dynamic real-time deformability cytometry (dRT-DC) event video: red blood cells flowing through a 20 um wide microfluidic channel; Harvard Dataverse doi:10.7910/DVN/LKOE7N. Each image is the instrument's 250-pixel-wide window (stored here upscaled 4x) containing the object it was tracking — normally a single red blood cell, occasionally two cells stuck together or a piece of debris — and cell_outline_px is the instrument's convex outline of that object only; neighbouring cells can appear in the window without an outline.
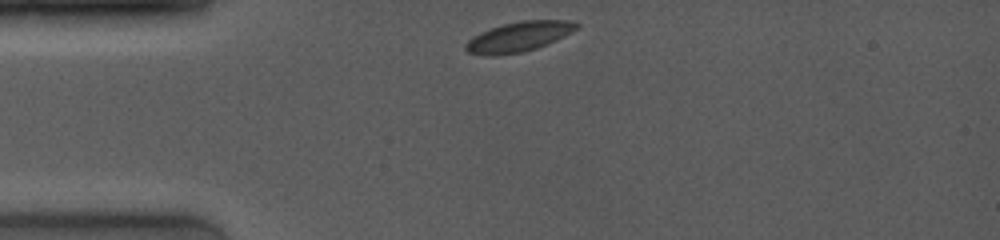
{"species": "common noctule bat (a hibernating species)", "species_latin": "Nyctalus noctula", "temperature_condition": "room temperature", "stored_images_in_passage": 25, "camera_frame_rate_fps": 4000, "um_per_image_px": 0.085, "animal": {"sex": "female", "body_mass_g": 19.0, "forearm_length_mm": 53.3}, "frame": {"image": 1, "passage_image": 1, "time_ms": 0.0, "image_size_px": [1000, 240], "cell_outline_px": [[580, 28], [548, 44], [524, 52], [496, 56], [484, 56], [468, 52], [464, 48], [464, 44], [472, 36], [480, 32], [504, 24], [524, 20], [568, 20], [580, 24]], "centroid_in_image_um": [44.09, 3.13], "position_along_channel_um": 40.9, "area_um2": 19.54}}
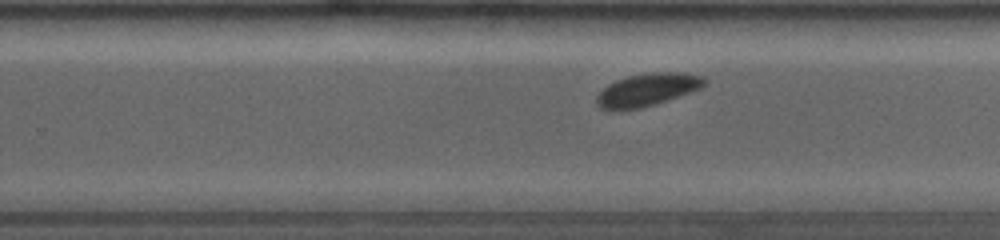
{"frame": {"image": 2, "passage_image": 14, "time_ms": 6.5, "image_size_px": [1000, 240], "cell_outline_px": [[708, 80], [700, 88], [640, 108], [600, 108], [596, 104], [596, 96], [608, 84], [616, 80], [628, 76], [652, 72], [684, 72], [704, 76]], "centroid_in_image_um": [55.04, 7.58], "position_along_channel_um": 274.8, "area_um2": 19.88}}
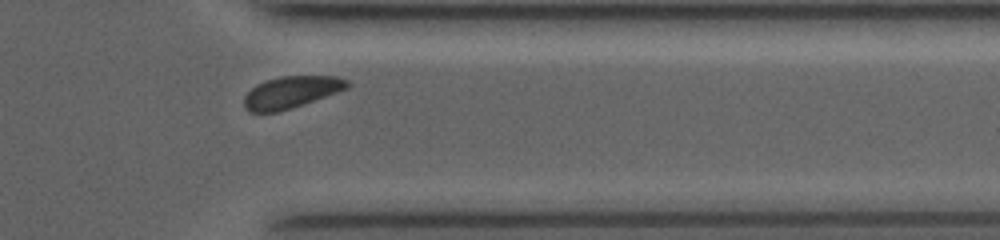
{"frame": {"image": 3, "passage_image": 23, "time_ms": 9.25, "image_size_px": [1000, 240], "cell_outline_px": [[352, 84], [348, 88], [276, 112], [248, 112], [244, 108], [244, 96], [256, 84], [264, 80], [280, 76], [336, 76], [348, 80]], "centroid_in_image_um": [24.72, 7.81], "position_along_channel_um": 386.7, "area_um2": 18.9}}